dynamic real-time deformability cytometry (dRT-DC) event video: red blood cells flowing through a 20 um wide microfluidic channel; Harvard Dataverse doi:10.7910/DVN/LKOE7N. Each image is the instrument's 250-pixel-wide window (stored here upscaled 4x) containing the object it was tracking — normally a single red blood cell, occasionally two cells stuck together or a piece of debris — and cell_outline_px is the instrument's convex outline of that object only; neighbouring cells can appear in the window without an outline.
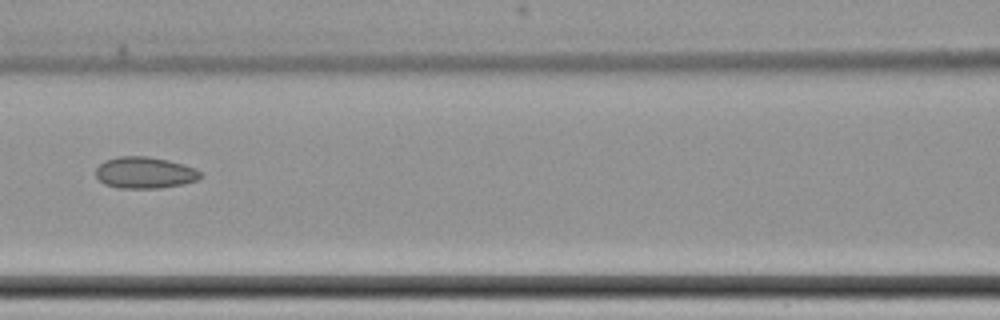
{"species": "common noctule bat (a hibernating species)", "species_latin": "Nyctalus noctula", "temperature_condition": "cold", "stored_images_in_passage": 9, "camera_frame_rate_fps": 3000, "um_per_image_px": 0.085, "animal": {"sex": "female", "body_mass_g": 22.7, "forearm_length_mm": 54.2}, "frame": {"image": 1, "passage_image": 6, "time_ms": 7.0, "image_size_px": [1000, 320], "cell_outline_px": [[204, 176], [200, 180], [184, 184], [160, 188], [120, 188], [104, 184], [96, 176], [96, 168], [104, 160], [116, 156], [148, 156], [168, 160], [184, 164], [196, 168]], "centroid_in_image_um": [12.34, 14.67], "position_along_channel_um": 154.3, "area_um2": 19.54}}
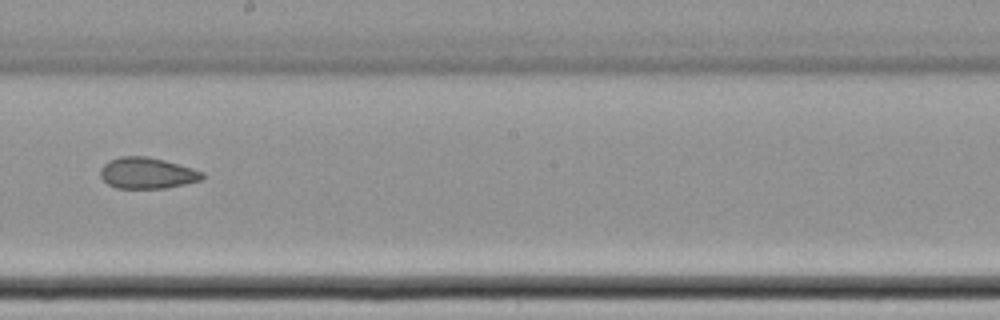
{"frame": {"image": 2, "passage_image": 8, "time_ms": 9.333, "image_size_px": [1000, 320], "cell_outline_px": [[204, 176], [200, 180], [168, 188], [116, 188], [108, 184], [100, 176], [100, 168], [108, 160], [120, 156], [148, 156], [164, 160], [192, 168], [204, 172]], "centroid_in_image_um": [12.48, 14.7], "position_along_channel_um": 235.7, "area_um2": 18.55}}
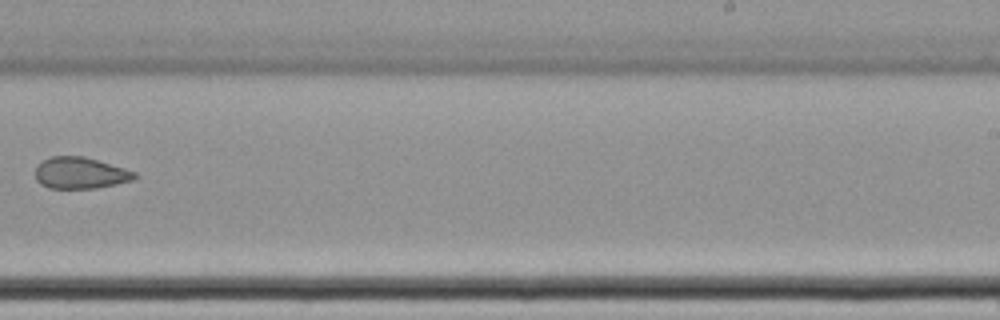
{"frame": {"image": 3, "passage_image": 9, "time_ms": 10.667, "image_size_px": [1000, 320], "cell_outline_px": [[140, 176], [132, 180], [116, 184], [96, 188], [48, 188], [40, 184], [36, 180], [36, 164], [52, 156], [84, 156], [124, 168], [136, 172]], "centroid_in_image_um": [6.82, 14.7], "position_along_channel_um": 282.2, "area_um2": 18.26}}